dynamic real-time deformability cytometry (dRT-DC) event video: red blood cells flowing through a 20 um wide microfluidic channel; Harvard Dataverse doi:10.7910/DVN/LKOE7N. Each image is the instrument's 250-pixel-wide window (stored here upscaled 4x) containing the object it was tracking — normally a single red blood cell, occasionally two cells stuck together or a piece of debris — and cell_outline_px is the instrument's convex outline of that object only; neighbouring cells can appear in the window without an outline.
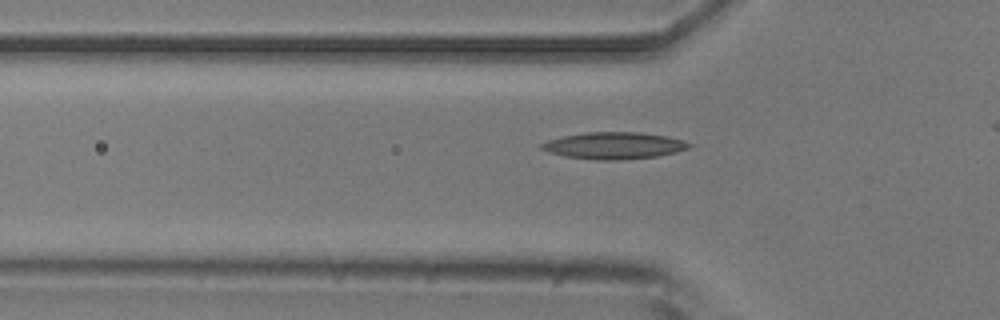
{"species": "common noctule bat (a hibernating species)", "species_latin": "Nyctalus noctula", "temperature_condition": "room temperature", "stored_images_in_passage": 3, "segment_of_instrument_passage": [2, 2], "camera_frame_rate_fps": 3000, "um_per_image_px": 0.085, "animal": {"sex": "male", "body_mass_g": 20.5, "forearm_length_mm": 52.5}, "frame": {"image": 1, "passage_image": 3, "time_ms": 2.667, "image_size_px": [1000, 320], "cell_outline_px": [[696, 144], [688, 148], [676, 152], [656, 156], [616, 160], [600, 160], [568, 156], [548, 152], [540, 148], [540, 144], [548, 140], [564, 136], [584, 132], [640, 132], [668, 136]], "centroid_in_image_um": [52.23, 12.36], "position_along_channel_um": 73.6, "area_um2": 22.95}}